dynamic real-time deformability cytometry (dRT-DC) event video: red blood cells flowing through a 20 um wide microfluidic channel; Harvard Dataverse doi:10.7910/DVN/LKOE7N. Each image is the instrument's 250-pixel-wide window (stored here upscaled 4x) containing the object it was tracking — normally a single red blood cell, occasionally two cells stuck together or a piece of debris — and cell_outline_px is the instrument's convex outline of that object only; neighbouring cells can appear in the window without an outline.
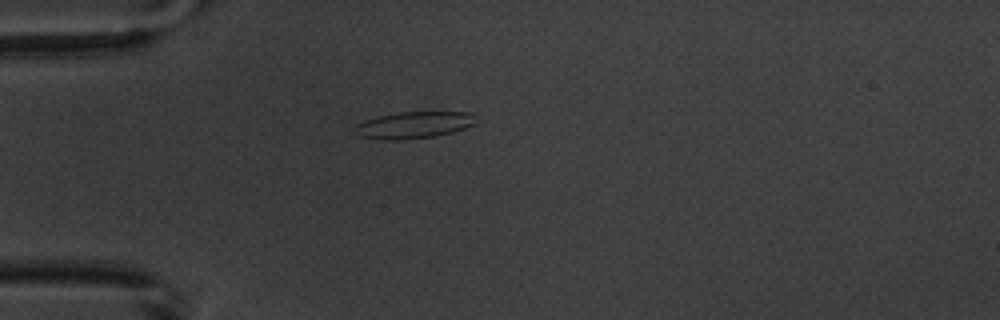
{"species": "common noctule bat (a hibernating species)", "species_latin": "Nyctalus noctula", "temperature_condition": "warm", "stored_images_in_passage": 3, "camera_frame_rate_fps": 3000, "um_per_image_px": 0.085, "animal": {"sex": "male", "body_mass_g": 20.1, "forearm_length_mm": 53.5}, "frame": {"image": 1, "passage_image": 3, "time_ms": 2.333, "image_size_px": [1000, 320], "cell_outline_px": [[476, 124], [452, 132], [436, 136], [396, 140], [380, 140], [360, 136], [352, 132], [352, 128], [356, 124], [364, 120], [376, 116], [396, 112], [472, 112]], "centroid_in_image_um": [35.09, 10.62], "position_along_channel_um": 49.9, "area_um2": 19.13}}